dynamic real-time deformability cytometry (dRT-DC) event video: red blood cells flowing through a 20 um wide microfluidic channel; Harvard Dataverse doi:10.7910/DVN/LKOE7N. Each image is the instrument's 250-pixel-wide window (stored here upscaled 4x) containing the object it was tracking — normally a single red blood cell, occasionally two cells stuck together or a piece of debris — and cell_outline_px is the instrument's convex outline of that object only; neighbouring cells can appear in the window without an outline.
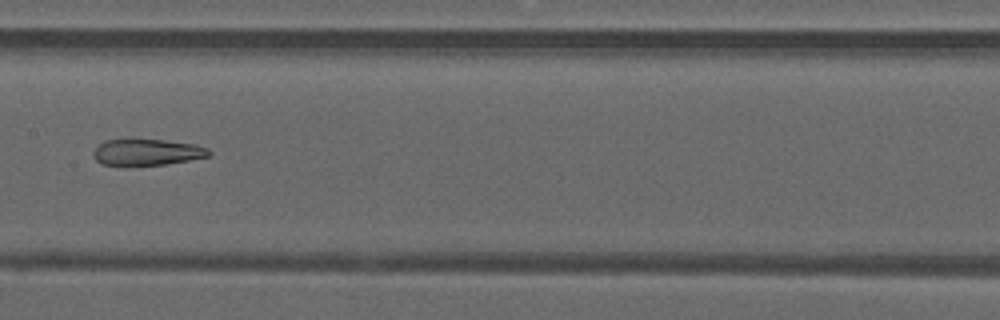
{"species": "common noctule bat (a hibernating species)", "species_latin": "Nyctalus noctula", "temperature_condition": "warm", "stored_images_in_passage": 47, "camera_frame_rate_fps": 3000, "um_per_image_px": 0.085, "animal": {"sex": "male", "forearm_length_mm": 52.5}, "frame": {"image": 1, "passage_image": 23, "time_ms": 7.333, "image_size_px": [1000, 320], "cell_outline_px": [[212, 152], [208, 156], [188, 160], [164, 164], [100, 164], [92, 156], [92, 152], [104, 140], [164, 140], [196, 144], [208, 148]], "centroid_in_image_um": [12.51, 12.92], "position_along_channel_um": 194.9, "area_um2": 17.28}}
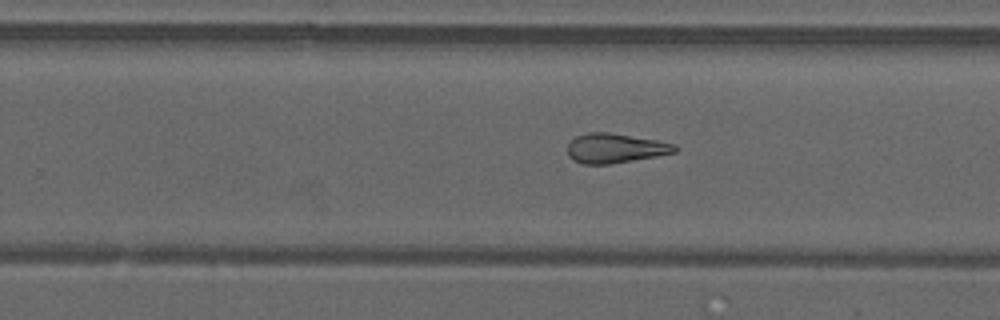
{"frame": {"image": 2, "passage_image": 29, "time_ms": 9.333, "image_size_px": [1000, 320], "cell_outline_px": [[680, 148], [676, 152], [656, 156], [608, 164], [584, 164], [572, 160], [568, 156], [568, 144], [576, 136], [588, 132], [608, 132], [656, 140], [676, 144]], "centroid_in_image_um": [52.29, 12.59], "position_along_channel_um": 277.5, "area_um2": 18.44}}
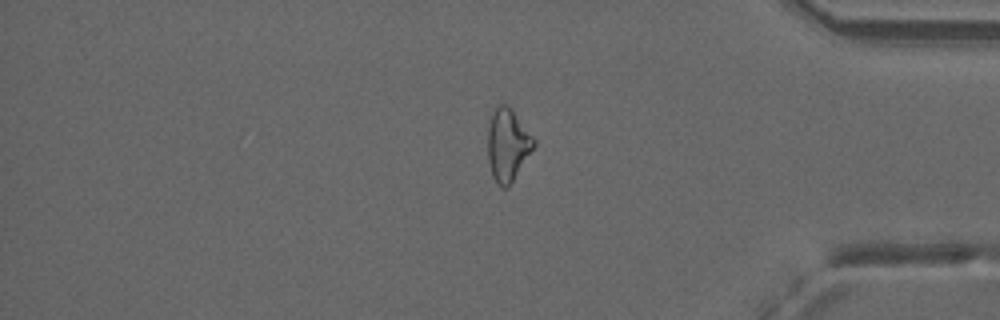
{"frame": {"image": 3, "passage_image": 39, "time_ms": 12.667, "image_size_px": [1000, 320], "cell_outline_px": [[536, 144], [512, 180], [504, 188], [500, 188], [496, 184], [492, 176], [488, 160], [488, 124], [492, 108], [500, 104], [508, 104], [536, 140]], "centroid_in_image_um": [43.12, 12.26], "position_along_channel_um": 392.1, "area_um2": 19.42}, "authors_computed_cell_mechanics": {"area_um2": 21.2704, "velocity_mm_per_s": 4.1478, "shape_relaxation_time_tau1_ms": null, "shape_relaxation_time_tau2_ms": 2.8677, "deformation_change_tau1": null, "deformation_change_tau2": 0.1339}}